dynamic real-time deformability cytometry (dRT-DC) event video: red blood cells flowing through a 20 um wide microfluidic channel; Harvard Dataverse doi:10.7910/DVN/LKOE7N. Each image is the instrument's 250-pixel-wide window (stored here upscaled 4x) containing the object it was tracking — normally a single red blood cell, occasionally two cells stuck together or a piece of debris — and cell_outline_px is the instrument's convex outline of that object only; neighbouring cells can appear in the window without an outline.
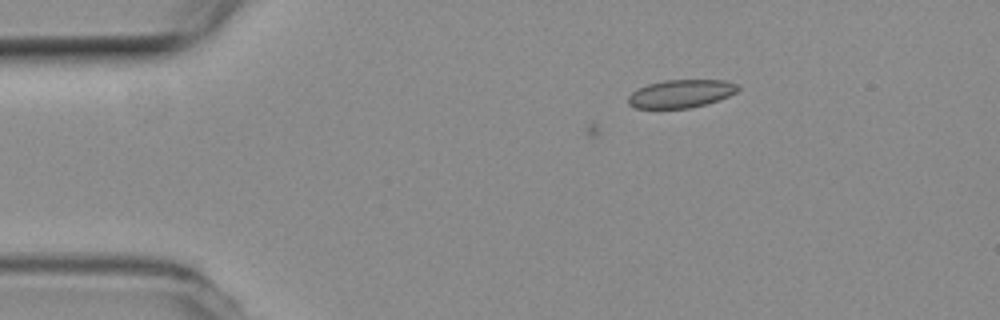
{"species": "common noctule bat (a hibernating species)", "species_latin": "Nyctalus noctula", "temperature_condition": "room temperature", "stored_images_in_passage": 6, "camera_frame_rate_fps": 3000, "um_per_image_px": 0.085, "animal": {"sex": "female", "body_mass_g": 19.3, "forearm_length_mm": 54.1}, "frame": {"image": 1, "passage_image": 6, "time_ms": 1.667, "image_size_px": [1000, 320], "cell_outline_px": [[740, 88], [736, 92], [728, 96], [704, 104], [688, 108], [636, 108], [628, 104], [628, 96], [636, 88], [648, 84], [664, 80], [724, 80], [736, 84]], "centroid_in_image_um": [57.84, 7.95], "position_along_channel_um": 27.2, "area_um2": 17.8}}